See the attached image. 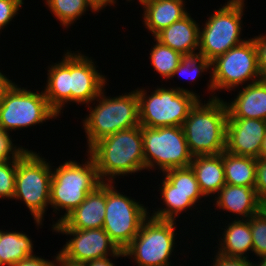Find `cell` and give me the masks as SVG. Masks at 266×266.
<instances>
[{
	"mask_svg": "<svg viewBox=\"0 0 266 266\" xmlns=\"http://www.w3.org/2000/svg\"><path fill=\"white\" fill-rule=\"evenodd\" d=\"M63 60L48 67L44 95L58 114L66 103H93L105 88L106 77L98 72L94 61L82 53L68 51Z\"/></svg>",
	"mask_w": 266,
	"mask_h": 266,
	"instance_id": "6da1fadb",
	"label": "cell"
},
{
	"mask_svg": "<svg viewBox=\"0 0 266 266\" xmlns=\"http://www.w3.org/2000/svg\"><path fill=\"white\" fill-rule=\"evenodd\" d=\"M87 153L94 159L101 182L114 183L117 176L144 170L142 126L104 137L94 143Z\"/></svg>",
	"mask_w": 266,
	"mask_h": 266,
	"instance_id": "7a4b0ae2",
	"label": "cell"
},
{
	"mask_svg": "<svg viewBox=\"0 0 266 266\" xmlns=\"http://www.w3.org/2000/svg\"><path fill=\"white\" fill-rule=\"evenodd\" d=\"M227 119L224 99L212 95L204 105L198 100L182 125L190 153L218 155L225 151Z\"/></svg>",
	"mask_w": 266,
	"mask_h": 266,
	"instance_id": "3957f363",
	"label": "cell"
},
{
	"mask_svg": "<svg viewBox=\"0 0 266 266\" xmlns=\"http://www.w3.org/2000/svg\"><path fill=\"white\" fill-rule=\"evenodd\" d=\"M87 156L88 160L84 164L70 160L52 171L50 205L55 213L60 209L65 210L56 223L62 222L102 183L94 159Z\"/></svg>",
	"mask_w": 266,
	"mask_h": 266,
	"instance_id": "277c9868",
	"label": "cell"
},
{
	"mask_svg": "<svg viewBox=\"0 0 266 266\" xmlns=\"http://www.w3.org/2000/svg\"><path fill=\"white\" fill-rule=\"evenodd\" d=\"M104 94L102 90L95 99L99 103L94 106L95 108L89 107L90 114L83 120L88 149L104 137L140 125L136 90L113 98Z\"/></svg>",
	"mask_w": 266,
	"mask_h": 266,
	"instance_id": "5b68a950",
	"label": "cell"
},
{
	"mask_svg": "<svg viewBox=\"0 0 266 266\" xmlns=\"http://www.w3.org/2000/svg\"><path fill=\"white\" fill-rule=\"evenodd\" d=\"M136 91L140 126L148 128L182 126L190 109L200 100L197 93L180 87H157L148 96L144 89Z\"/></svg>",
	"mask_w": 266,
	"mask_h": 266,
	"instance_id": "8992f818",
	"label": "cell"
},
{
	"mask_svg": "<svg viewBox=\"0 0 266 266\" xmlns=\"http://www.w3.org/2000/svg\"><path fill=\"white\" fill-rule=\"evenodd\" d=\"M36 152L27 150L17 161L13 199L24 201L37 226L50 205L52 166Z\"/></svg>",
	"mask_w": 266,
	"mask_h": 266,
	"instance_id": "52a82bcc",
	"label": "cell"
},
{
	"mask_svg": "<svg viewBox=\"0 0 266 266\" xmlns=\"http://www.w3.org/2000/svg\"><path fill=\"white\" fill-rule=\"evenodd\" d=\"M245 0H228L206 20L199 30L198 53L210 62L223 55L232 47L242 44L241 19Z\"/></svg>",
	"mask_w": 266,
	"mask_h": 266,
	"instance_id": "ba28073f",
	"label": "cell"
},
{
	"mask_svg": "<svg viewBox=\"0 0 266 266\" xmlns=\"http://www.w3.org/2000/svg\"><path fill=\"white\" fill-rule=\"evenodd\" d=\"M174 220H161L150 215L143 221L139 233L123 249L137 266H171V253L175 246ZM170 261V262H169Z\"/></svg>",
	"mask_w": 266,
	"mask_h": 266,
	"instance_id": "9c48e42d",
	"label": "cell"
},
{
	"mask_svg": "<svg viewBox=\"0 0 266 266\" xmlns=\"http://www.w3.org/2000/svg\"><path fill=\"white\" fill-rule=\"evenodd\" d=\"M145 169H158L163 172L189 167L193 159L182 126L148 128L142 126Z\"/></svg>",
	"mask_w": 266,
	"mask_h": 266,
	"instance_id": "30bf717a",
	"label": "cell"
},
{
	"mask_svg": "<svg viewBox=\"0 0 266 266\" xmlns=\"http://www.w3.org/2000/svg\"><path fill=\"white\" fill-rule=\"evenodd\" d=\"M211 78L208 91L233 90L245 81L254 83L261 80L258 68V53L254 39L245 40L232 47L211 62ZM252 80V81H251Z\"/></svg>",
	"mask_w": 266,
	"mask_h": 266,
	"instance_id": "8fae6325",
	"label": "cell"
},
{
	"mask_svg": "<svg viewBox=\"0 0 266 266\" xmlns=\"http://www.w3.org/2000/svg\"><path fill=\"white\" fill-rule=\"evenodd\" d=\"M59 116L41 93L19 88L15 83L0 103V129L4 132L31 127Z\"/></svg>",
	"mask_w": 266,
	"mask_h": 266,
	"instance_id": "7c38bea8",
	"label": "cell"
},
{
	"mask_svg": "<svg viewBox=\"0 0 266 266\" xmlns=\"http://www.w3.org/2000/svg\"><path fill=\"white\" fill-rule=\"evenodd\" d=\"M149 214L143 204L119 193L113 182H106L103 229L119 249L123 250L134 239Z\"/></svg>",
	"mask_w": 266,
	"mask_h": 266,
	"instance_id": "4fadbf2b",
	"label": "cell"
},
{
	"mask_svg": "<svg viewBox=\"0 0 266 266\" xmlns=\"http://www.w3.org/2000/svg\"><path fill=\"white\" fill-rule=\"evenodd\" d=\"M63 235L73 236L66 242L59 253L70 260L88 262L95 259L111 257H125L124 251L110 239L103 228L77 230L52 229ZM110 251V252H109Z\"/></svg>",
	"mask_w": 266,
	"mask_h": 266,
	"instance_id": "5bb4252c",
	"label": "cell"
},
{
	"mask_svg": "<svg viewBox=\"0 0 266 266\" xmlns=\"http://www.w3.org/2000/svg\"><path fill=\"white\" fill-rule=\"evenodd\" d=\"M266 134V121L261 119L228 118L226 149L228 153L258 159Z\"/></svg>",
	"mask_w": 266,
	"mask_h": 266,
	"instance_id": "9a60e30c",
	"label": "cell"
},
{
	"mask_svg": "<svg viewBox=\"0 0 266 266\" xmlns=\"http://www.w3.org/2000/svg\"><path fill=\"white\" fill-rule=\"evenodd\" d=\"M106 209V182H102L62 222L53 229L88 230L103 228Z\"/></svg>",
	"mask_w": 266,
	"mask_h": 266,
	"instance_id": "2e32d148",
	"label": "cell"
},
{
	"mask_svg": "<svg viewBox=\"0 0 266 266\" xmlns=\"http://www.w3.org/2000/svg\"><path fill=\"white\" fill-rule=\"evenodd\" d=\"M199 24L187 13L177 22L162 29L154 37L183 56L196 54L199 49ZM195 51V52H194Z\"/></svg>",
	"mask_w": 266,
	"mask_h": 266,
	"instance_id": "e0dca14e",
	"label": "cell"
},
{
	"mask_svg": "<svg viewBox=\"0 0 266 266\" xmlns=\"http://www.w3.org/2000/svg\"><path fill=\"white\" fill-rule=\"evenodd\" d=\"M228 118L261 119L266 121V80L247 84L236 98L227 103Z\"/></svg>",
	"mask_w": 266,
	"mask_h": 266,
	"instance_id": "ac0fdd59",
	"label": "cell"
},
{
	"mask_svg": "<svg viewBox=\"0 0 266 266\" xmlns=\"http://www.w3.org/2000/svg\"><path fill=\"white\" fill-rule=\"evenodd\" d=\"M217 194L215 206L235 213L236 216L241 215L242 219H249L265 206L260 201L255 188L225 184Z\"/></svg>",
	"mask_w": 266,
	"mask_h": 266,
	"instance_id": "d6986e66",
	"label": "cell"
},
{
	"mask_svg": "<svg viewBox=\"0 0 266 266\" xmlns=\"http://www.w3.org/2000/svg\"><path fill=\"white\" fill-rule=\"evenodd\" d=\"M141 4L143 22L153 36L188 13L184 0H144Z\"/></svg>",
	"mask_w": 266,
	"mask_h": 266,
	"instance_id": "ffe728a7",
	"label": "cell"
},
{
	"mask_svg": "<svg viewBox=\"0 0 266 266\" xmlns=\"http://www.w3.org/2000/svg\"><path fill=\"white\" fill-rule=\"evenodd\" d=\"M190 167L205 197L217 194L226 184L223 152L218 155L193 156Z\"/></svg>",
	"mask_w": 266,
	"mask_h": 266,
	"instance_id": "44dd1931",
	"label": "cell"
},
{
	"mask_svg": "<svg viewBox=\"0 0 266 266\" xmlns=\"http://www.w3.org/2000/svg\"><path fill=\"white\" fill-rule=\"evenodd\" d=\"M220 241L221 247L218 252L220 255L229 257H248L245 253L252 251V234L250 228V218L239 220L235 219L225 227Z\"/></svg>",
	"mask_w": 266,
	"mask_h": 266,
	"instance_id": "7402d4cb",
	"label": "cell"
},
{
	"mask_svg": "<svg viewBox=\"0 0 266 266\" xmlns=\"http://www.w3.org/2000/svg\"><path fill=\"white\" fill-rule=\"evenodd\" d=\"M223 165L226 184L255 188L257 170L256 158L238 156L223 151Z\"/></svg>",
	"mask_w": 266,
	"mask_h": 266,
	"instance_id": "603a6c76",
	"label": "cell"
},
{
	"mask_svg": "<svg viewBox=\"0 0 266 266\" xmlns=\"http://www.w3.org/2000/svg\"><path fill=\"white\" fill-rule=\"evenodd\" d=\"M160 188L161 198L166 208H159L157 211H153L151 217L161 220H176L175 218L181 212L188 210L195 203L201 200V197H205L203 193H181L171 192V183L164 177ZM200 198V200H199Z\"/></svg>",
	"mask_w": 266,
	"mask_h": 266,
	"instance_id": "cb8c5ba5",
	"label": "cell"
},
{
	"mask_svg": "<svg viewBox=\"0 0 266 266\" xmlns=\"http://www.w3.org/2000/svg\"><path fill=\"white\" fill-rule=\"evenodd\" d=\"M1 266H13L33 254L32 240L25 233L0 230Z\"/></svg>",
	"mask_w": 266,
	"mask_h": 266,
	"instance_id": "d4e9b609",
	"label": "cell"
},
{
	"mask_svg": "<svg viewBox=\"0 0 266 266\" xmlns=\"http://www.w3.org/2000/svg\"><path fill=\"white\" fill-rule=\"evenodd\" d=\"M49 10L56 16L60 25L63 27H69L79 17H81L87 8H90L92 12H99L89 0H45Z\"/></svg>",
	"mask_w": 266,
	"mask_h": 266,
	"instance_id": "484cf974",
	"label": "cell"
},
{
	"mask_svg": "<svg viewBox=\"0 0 266 266\" xmlns=\"http://www.w3.org/2000/svg\"><path fill=\"white\" fill-rule=\"evenodd\" d=\"M154 41L156 44L150 49L151 65L163 78L169 79L180 64L183 55L161 44L155 38Z\"/></svg>",
	"mask_w": 266,
	"mask_h": 266,
	"instance_id": "4316f807",
	"label": "cell"
},
{
	"mask_svg": "<svg viewBox=\"0 0 266 266\" xmlns=\"http://www.w3.org/2000/svg\"><path fill=\"white\" fill-rule=\"evenodd\" d=\"M171 183V192L202 193L192 168H174L163 172Z\"/></svg>",
	"mask_w": 266,
	"mask_h": 266,
	"instance_id": "83f0119b",
	"label": "cell"
},
{
	"mask_svg": "<svg viewBox=\"0 0 266 266\" xmlns=\"http://www.w3.org/2000/svg\"><path fill=\"white\" fill-rule=\"evenodd\" d=\"M211 70V62L202 57L199 53L192 54V55H185L182 57L180 64L174 70L172 77L176 75H182L190 79V81H194L202 75V72L207 70Z\"/></svg>",
	"mask_w": 266,
	"mask_h": 266,
	"instance_id": "f1b7e54d",
	"label": "cell"
},
{
	"mask_svg": "<svg viewBox=\"0 0 266 266\" xmlns=\"http://www.w3.org/2000/svg\"><path fill=\"white\" fill-rule=\"evenodd\" d=\"M252 252L257 257H266V206L250 217Z\"/></svg>",
	"mask_w": 266,
	"mask_h": 266,
	"instance_id": "f546056e",
	"label": "cell"
},
{
	"mask_svg": "<svg viewBox=\"0 0 266 266\" xmlns=\"http://www.w3.org/2000/svg\"><path fill=\"white\" fill-rule=\"evenodd\" d=\"M24 148L15 158L0 162V198L13 199L18 159L27 151Z\"/></svg>",
	"mask_w": 266,
	"mask_h": 266,
	"instance_id": "4dcf8cb0",
	"label": "cell"
},
{
	"mask_svg": "<svg viewBox=\"0 0 266 266\" xmlns=\"http://www.w3.org/2000/svg\"><path fill=\"white\" fill-rule=\"evenodd\" d=\"M22 4H24L23 0H0V30L9 25Z\"/></svg>",
	"mask_w": 266,
	"mask_h": 266,
	"instance_id": "1f68e13d",
	"label": "cell"
},
{
	"mask_svg": "<svg viewBox=\"0 0 266 266\" xmlns=\"http://www.w3.org/2000/svg\"><path fill=\"white\" fill-rule=\"evenodd\" d=\"M11 139L8 132L0 129V162L15 158L24 149L22 146H13Z\"/></svg>",
	"mask_w": 266,
	"mask_h": 266,
	"instance_id": "d6a6232c",
	"label": "cell"
},
{
	"mask_svg": "<svg viewBox=\"0 0 266 266\" xmlns=\"http://www.w3.org/2000/svg\"><path fill=\"white\" fill-rule=\"evenodd\" d=\"M255 189L260 201L266 206V159H257Z\"/></svg>",
	"mask_w": 266,
	"mask_h": 266,
	"instance_id": "836d02e7",
	"label": "cell"
},
{
	"mask_svg": "<svg viewBox=\"0 0 266 266\" xmlns=\"http://www.w3.org/2000/svg\"><path fill=\"white\" fill-rule=\"evenodd\" d=\"M253 39L258 53V68L261 80H266V35L260 34Z\"/></svg>",
	"mask_w": 266,
	"mask_h": 266,
	"instance_id": "e575fe53",
	"label": "cell"
},
{
	"mask_svg": "<svg viewBox=\"0 0 266 266\" xmlns=\"http://www.w3.org/2000/svg\"><path fill=\"white\" fill-rule=\"evenodd\" d=\"M213 266H252V262L247 257H229L216 253ZM212 266V264H211Z\"/></svg>",
	"mask_w": 266,
	"mask_h": 266,
	"instance_id": "d590c367",
	"label": "cell"
},
{
	"mask_svg": "<svg viewBox=\"0 0 266 266\" xmlns=\"http://www.w3.org/2000/svg\"><path fill=\"white\" fill-rule=\"evenodd\" d=\"M56 259H57V254L55 256V261L53 262L34 255L21 260L20 262L16 263L13 266H56V263H54L57 262Z\"/></svg>",
	"mask_w": 266,
	"mask_h": 266,
	"instance_id": "8d00e7d4",
	"label": "cell"
},
{
	"mask_svg": "<svg viewBox=\"0 0 266 266\" xmlns=\"http://www.w3.org/2000/svg\"><path fill=\"white\" fill-rule=\"evenodd\" d=\"M56 266H87V262H77L63 257L59 252L57 254ZM59 264V265H58Z\"/></svg>",
	"mask_w": 266,
	"mask_h": 266,
	"instance_id": "74e56055",
	"label": "cell"
},
{
	"mask_svg": "<svg viewBox=\"0 0 266 266\" xmlns=\"http://www.w3.org/2000/svg\"><path fill=\"white\" fill-rule=\"evenodd\" d=\"M14 84V82L12 83V81L7 78L5 75L2 74V72H0V103L3 99V97L5 96V93L7 92V90Z\"/></svg>",
	"mask_w": 266,
	"mask_h": 266,
	"instance_id": "f35d334b",
	"label": "cell"
},
{
	"mask_svg": "<svg viewBox=\"0 0 266 266\" xmlns=\"http://www.w3.org/2000/svg\"><path fill=\"white\" fill-rule=\"evenodd\" d=\"M87 266H115V264L110 261V258L105 257L88 261Z\"/></svg>",
	"mask_w": 266,
	"mask_h": 266,
	"instance_id": "ab89813d",
	"label": "cell"
},
{
	"mask_svg": "<svg viewBox=\"0 0 266 266\" xmlns=\"http://www.w3.org/2000/svg\"><path fill=\"white\" fill-rule=\"evenodd\" d=\"M91 4L98 10L101 11L102 8L106 7L107 5H114L115 0H89Z\"/></svg>",
	"mask_w": 266,
	"mask_h": 266,
	"instance_id": "60d3db41",
	"label": "cell"
},
{
	"mask_svg": "<svg viewBox=\"0 0 266 266\" xmlns=\"http://www.w3.org/2000/svg\"><path fill=\"white\" fill-rule=\"evenodd\" d=\"M258 159H266V134L261 143V151Z\"/></svg>",
	"mask_w": 266,
	"mask_h": 266,
	"instance_id": "b9f144b4",
	"label": "cell"
},
{
	"mask_svg": "<svg viewBox=\"0 0 266 266\" xmlns=\"http://www.w3.org/2000/svg\"><path fill=\"white\" fill-rule=\"evenodd\" d=\"M260 261L258 264L252 262V266H266V257H259Z\"/></svg>",
	"mask_w": 266,
	"mask_h": 266,
	"instance_id": "7bdbcfd3",
	"label": "cell"
},
{
	"mask_svg": "<svg viewBox=\"0 0 266 266\" xmlns=\"http://www.w3.org/2000/svg\"><path fill=\"white\" fill-rule=\"evenodd\" d=\"M126 1H130V0H126ZM140 2V4L144 1V0H138ZM116 3V0H115Z\"/></svg>",
	"mask_w": 266,
	"mask_h": 266,
	"instance_id": "ee69618b",
	"label": "cell"
}]
</instances>
